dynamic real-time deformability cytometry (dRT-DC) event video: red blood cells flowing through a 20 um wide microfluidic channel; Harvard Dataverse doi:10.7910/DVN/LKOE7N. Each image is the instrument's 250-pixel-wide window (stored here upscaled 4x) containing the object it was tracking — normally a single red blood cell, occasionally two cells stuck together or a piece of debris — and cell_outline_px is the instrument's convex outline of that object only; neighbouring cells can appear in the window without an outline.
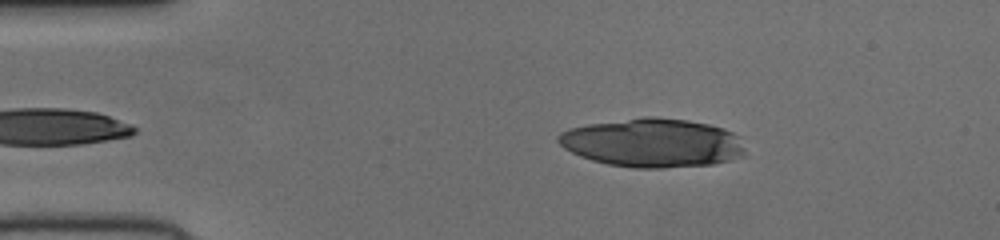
{"species": "human", "species_latin": "Homo sapiens", "temperature_condition": "cold", "stored_images_in_passage": 45, "segment_of_instrument_passage": [1, 2], "camera_frame_rate_fps": 3000, "um_per_image_px": 0.085, "donor": {"sex": "female"}, "frame": {"image": 1, "passage_image": 3, "time_ms": 0.667, "image_size_px": [1000, 240], "cell_outline_px": [[744, 156], [732, 160], [712, 164], [664, 168], [632, 168], [608, 164], [592, 160], [580, 156], [564, 148], [556, 140], [556, 136], [560, 132], [568, 128], [588, 124], [644, 116], [656, 116], [688, 120], [708, 124], [724, 128], [740, 136], [744, 148]], "centroid_in_image_um": [55.47, 12.13], "position_along_channel_um": 29.5, "area_um2": 53.58}}